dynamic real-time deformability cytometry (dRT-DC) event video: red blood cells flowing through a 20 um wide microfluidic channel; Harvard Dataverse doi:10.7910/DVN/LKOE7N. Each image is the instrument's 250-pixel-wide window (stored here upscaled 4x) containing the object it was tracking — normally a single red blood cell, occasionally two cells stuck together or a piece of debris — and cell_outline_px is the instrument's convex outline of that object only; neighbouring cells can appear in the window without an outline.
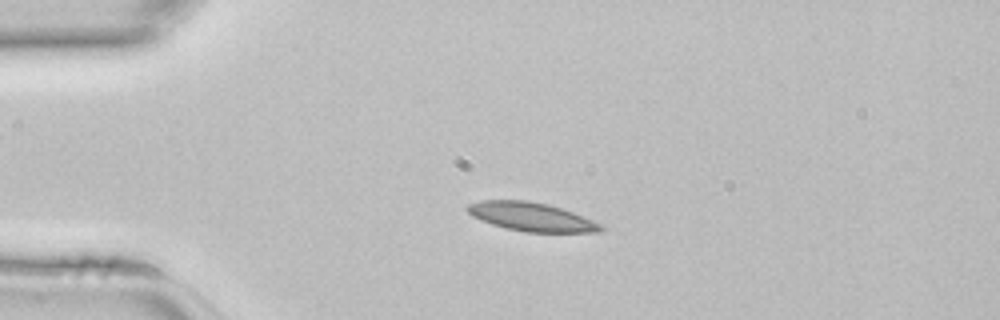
{"species": "common noctule bat (a hibernating species)", "species_latin": "Nyctalus noctula", "temperature_condition": "room temperature", "stored_images_in_passage": 37, "camera_frame_rate_fps": 3000, "um_per_image_px": 0.085, "animal": {"sex": "female", "body_mass_g": 22.7, "forearm_length_mm": 54.2}, "frame": {"image": 1, "passage_image": 3, "time_ms": 0.667, "image_size_px": [1000, 320], "cell_outline_px": [[604, 228], [600, 232], [524, 232], [504, 228], [480, 220], [472, 216], [464, 208], [468, 204], [480, 200], [528, 200], [548, 204], [572, 212], [592, 220], [600, 224]], "centroid_in_image_um": [45.11, 18.42], "position_along_channel_um": 39.9, "area_um2": 22.31}}
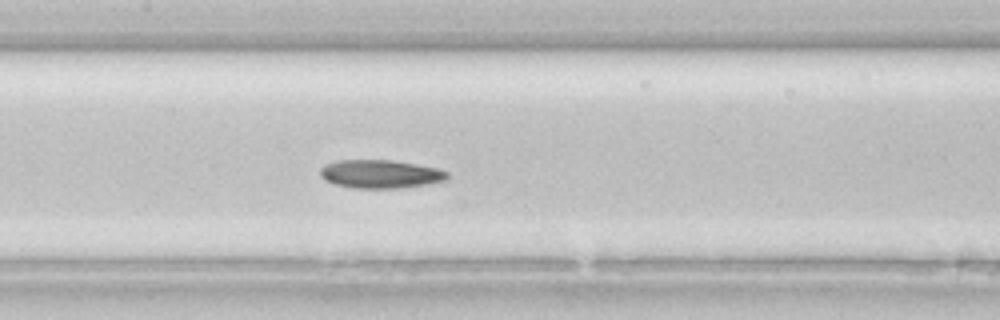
{"frame": {"image": 2, "passage_image": 14, "time_ms": 4.333, "image_size_px": [1000, 320], "cell_outline_px": [[448, 180], [400, 188], [356, 188], [336, 184], [324, 180], [320, 176], [320, 168], [324, 164], [336, 160], [396, 160], [436, 168], [448, 172]], "centroid_in_image_um": [32.3, 14.78], "position_along_channel_um": 175.1, "area_um2": 21.04}}
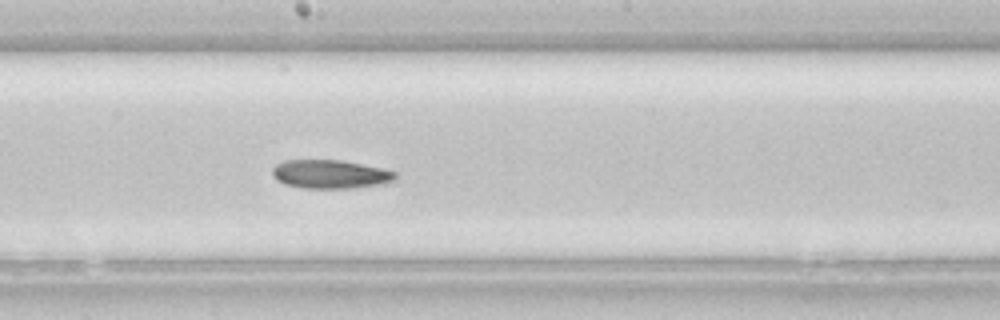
{"frame": {"image": 3, "passage_image": 17, "time_ms": 5.333, "image_size_px": [1000, 320], "cell_outline_px": [[396, 180], [380, 184], [352, 188], [304, 188], [284, 184], [276, 180], [272, 176], [272, 168], [276, 164], [284, 160], [344, 160], [384, 168], [396, 172]], "centroid_in_image_um": [28.07, 14.8], "position_along_channel_um": 220.1, "area_um2": 20.75}}